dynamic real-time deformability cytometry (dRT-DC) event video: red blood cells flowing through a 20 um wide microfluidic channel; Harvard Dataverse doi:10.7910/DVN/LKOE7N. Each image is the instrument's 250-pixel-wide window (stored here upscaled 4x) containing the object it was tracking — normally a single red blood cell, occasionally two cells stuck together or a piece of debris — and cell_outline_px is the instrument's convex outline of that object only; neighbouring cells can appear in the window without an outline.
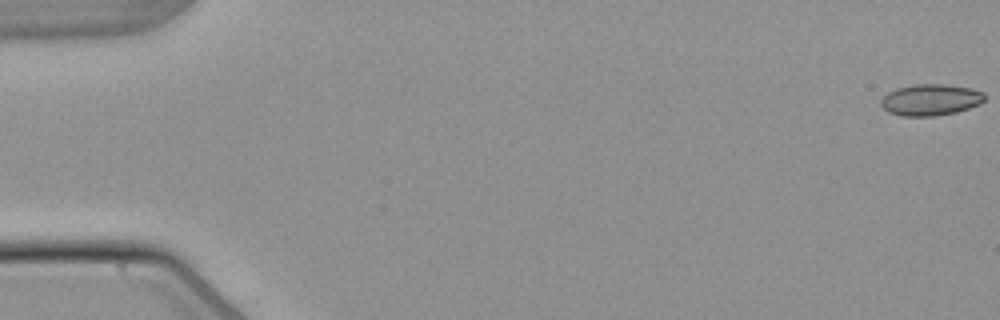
{"species": "common noctule bat (a hibernating species)", "species_latin": "Nyctalus noctula", "temperature_condition": "warm", "stored_images_in_passage": 54, "camera_frame_rate_fps": 3000, "um_per_image_px": 0.085, "animal": {"sex": "male", "body_mass_g": 21.5, "forearm_length_mm": 52.0}, "frame": {"image": 1, "passage_image": 1, "time_ms": 0.0, "image_size_px": [1000, 320], "cell_outline_px": [[984, 100], [980, 104], [956, 112], [936, 116], [904, 116], [888, 112], [880, 104], [880, 100], [888, 92], [896, 88], [916, 84], [944, 84], [972, 88], [984, 92]], "centroid_in_image_um": [79.1, 8.48], "position_along_channel_um": 5.9, "area_um2": 19.02}}
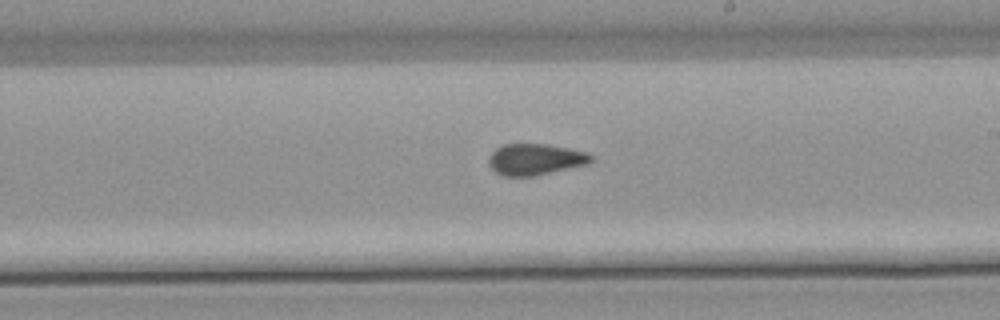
{"frame": {"image": 2, "passage_image": 32, "time_ms": 10.333, "image_size_px": [1000, 320], "cell_outline_px": [[592, 160], [588, 164], [532, 176], [504, 176], [496, 172], [488, 164], [488, 160], [492, 152], [496, 148], [504, 144], [548, 144], [588, 152], [592, 156]], "centroid_in_image_um": [45.49, 13.54], "position_along_channel_um": 243.5, "area_um2": 18.55}}
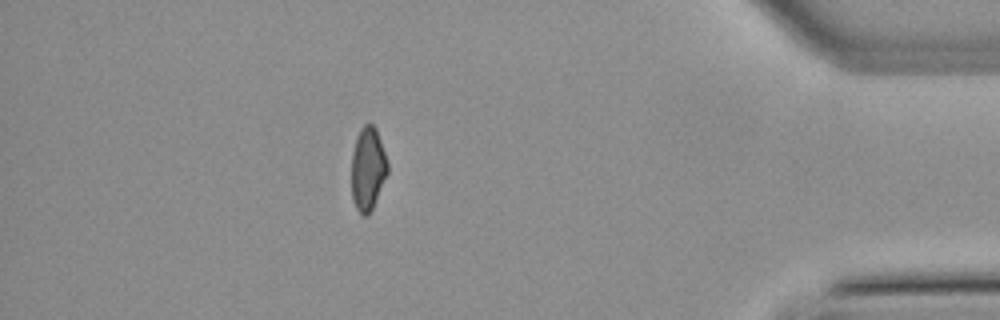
{"frame": {"image": 3, "passage_image": 48, "time_ms": 15.667, "image_size_px": [1000, 320], "cell_outline_px": [[388, 172], [372, 208], [368, 216], [364, 216], [356, 208], [352, 200], [352, 152], [356, 136], [360, 128], [364, 124], [372, 124], [376, 128], [388, 164]], "centroid_in_image_um": [31.25, 14.33], "position_along_channel_um": 404.0, "area_um2": 17.4}, "authors_computed_cell_mechanics": {"area_um2": 18.7561, "velocity_mm_per_s": 3.8442, "shape_relaxation_time_tau1_ms": null, "shape_relaxation_time_tau2_ms": 1.4871, "deformation_change_tau1": null, "deformation_change_tau2": 0.0645}}